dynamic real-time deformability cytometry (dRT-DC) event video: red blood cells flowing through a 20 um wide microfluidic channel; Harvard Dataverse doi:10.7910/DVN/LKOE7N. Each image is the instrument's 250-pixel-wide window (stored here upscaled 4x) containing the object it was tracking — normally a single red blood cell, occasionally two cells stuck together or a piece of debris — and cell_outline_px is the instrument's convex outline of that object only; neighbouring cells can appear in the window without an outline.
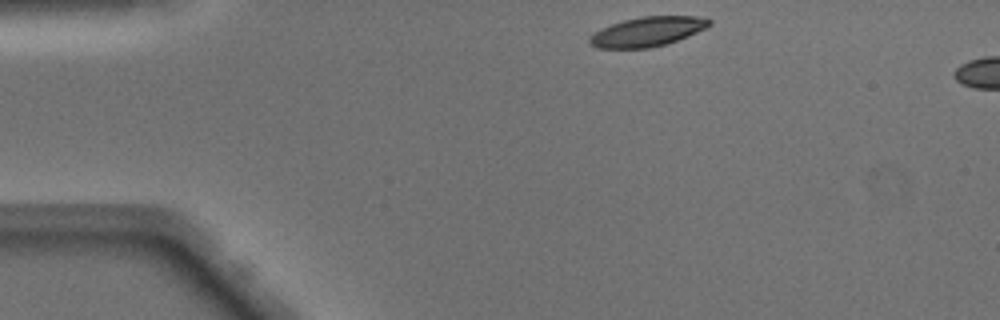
{"species": "Egyptian fruit bat (a non-hibernating species)", "species_latin": "Rousettus aegyptiacus", "temperature_condition": "warm", "stored_images_in_passage": 4, "camera_frame_rate_fps": 3000, "um_per_image_px": 0.085, "animal": {"sex": "male"}, "frame": {"image": 1, "passage_image": 1, "time_ms": 0.0, "image_size_px": [1000, 320], "cell_outline_px": [[712, 24], [696, 32], [676, 40], [664, 44], [648, 48], [596, 48], [588, 44], [588, 40], [596, 32], [612, 24], [624, 20], [640, 16], [696, 16], [712, 20]], "centroid_in_image_um": [55.02, 2.68], "position_along_channel_um": 30.0, "area_um2": 20.23}}